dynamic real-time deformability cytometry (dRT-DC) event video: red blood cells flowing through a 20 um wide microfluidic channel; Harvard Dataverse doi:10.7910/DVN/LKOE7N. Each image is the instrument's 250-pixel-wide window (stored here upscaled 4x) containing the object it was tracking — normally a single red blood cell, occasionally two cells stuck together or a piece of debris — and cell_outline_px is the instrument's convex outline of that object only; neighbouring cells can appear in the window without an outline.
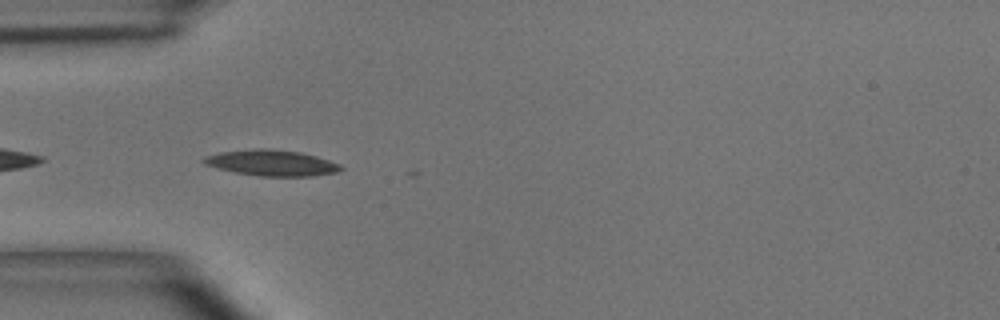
{"species": "common noctule bat (a hibernating species)", "species_latin": "Nyctalus noctula", "temperature_condition": "room temperature", "stored_images_in_passage": 6, "camera_frame_rate_fps": 3000, "um_per_image_px": 0.085, "animal": {"sex": "male", "body_mass_g": 15.6}, "frame": {"image": 1, "passage_image": 2, "time_ms": 0.333, "image_size_px": [1000, 320], "cell_outline_px": [[344, 168], [336, 172], [312, 176], [260, 176], [236, 172], [204, 164], [200, 160], [204, 156], [220, 152], [252, 148], [268, 148], [300, 152], [316, 156], [340, 164]], "centroid_in_image_um": [23.07, 13.83], "position_along_channel_um": 61.9, "area_um2": 20.63}}
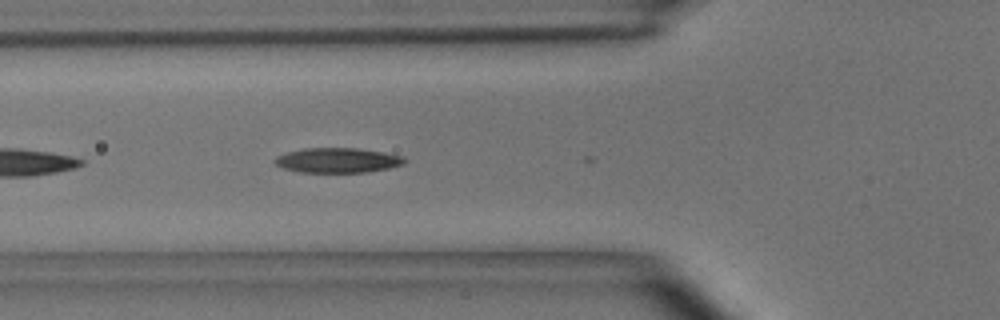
{"frame": {"image": 2, "passage_image": 5, "time_ms": 1.333, "image_size_px": [1000, 320], "cell_outline_px": [[408, 160], [404, 164], [388, 168], [364, 172], [300, 172], [284, 168], [276, 164], [272, 160], [276, 156], [288, 152], [304, 148], [356, 148], [384, 152], [404, 156]], "centroid_in_image_um": [28.71, 13.62], "position_along_channel_um": 97.1, "area_um2": 18.79}}